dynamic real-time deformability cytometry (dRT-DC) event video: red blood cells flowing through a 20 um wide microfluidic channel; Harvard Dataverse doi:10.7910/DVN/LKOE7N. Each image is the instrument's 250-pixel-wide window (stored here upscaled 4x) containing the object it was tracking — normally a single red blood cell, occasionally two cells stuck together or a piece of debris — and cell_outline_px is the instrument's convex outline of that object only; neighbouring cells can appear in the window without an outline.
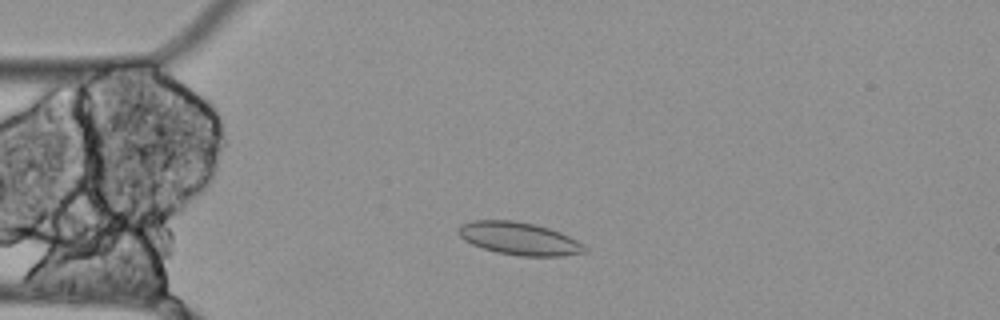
{"species": "Egyptian fruit bat (a non-hibernating species)", "species_latin": "Rousettus aegyptiacus", "temperature_condition": "cold", "stored_images_in_passage": 41, "camera_frame_rate_fps": 3000, "um_per_image_px": 0.085, "animal": {"sex": "female"}, "frame": {"image": 1, "passage_image": 10, "time_ms": 3.0, "image_size_px": [1000, 320], "cell_outline_px": [[588, 252], [560, 256], [520, 256], [496, 252], [472, 244], [464, 240], [456, 232], [456, 228], [460, 224], [472, 220], [512, 220], [536, 224], [560, 232], [584, 244], [588, 248]], "centroid_in_image_um": [44.11, 20.27], "position_along_channel_um": 40.9, "area_um2": 24.28}}
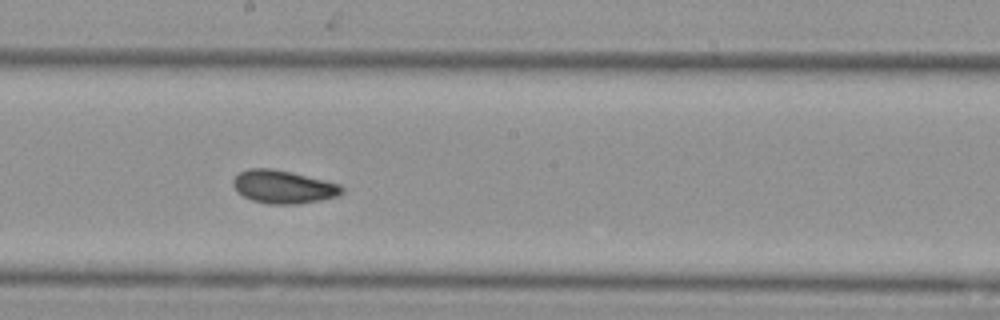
{"frame": {"image": 2, "passage_image": 27, "time_ms": 8.667, "image_size_px": [1000, 320], "cell_outline_px": [[344, 192], [340, 196], [320, 200], [296, 204], [268, 204], [252, 200], [236, 192], [232, 184], [232, 180], [240, 172], [248, 168], [272, 168], [292, 172], [340, 184], [344, 188]], "centroid_in_image_um": [24.08, 15.88], "position_along_channel_um": 224.1, "area_um2": 21.15}}
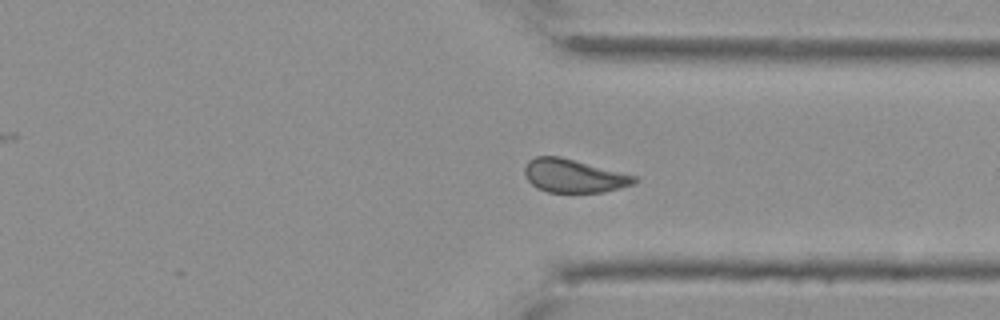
{"frame": {"image": 3, "passage_image": 39, "time_ms": 12.667, "image_size_px": [1000, 320], "cell_outline_px": [[640, 180], [632, 184], [620, 188], [600, 192], [548, 192], [536, 188], [528, 180], [524, 172], [524, 168], [528, 160], [536, 156], [560, 156], [636, 176]], "centroid_in_image_um": [48.74, 14.94], "position_along_channel_um": 362.7, "area_um2": 21.21}, "authors_computed_cell_mechanics": {"area_um2": 21.386, "velocity_mm_per_s": 3.4538, "shape_relaxation_time_tau1_ms": 0.1111, "shape_relaxation_time_tau2_ms": 3.7443, "deformation_change_tau1": null, "deformation_change_tau2": 0.0803}}